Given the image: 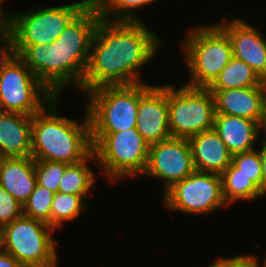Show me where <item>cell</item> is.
Wrapping results in <instances>:
<instances>
[{"label": "cell", "instance_id": "cell-24", "mask_svg": "<svg viewBox=\"0 0 266 267\" xmlns=\"http://www.w3.org/2000/svg\"><path fill=\"white\" fill-rule=\"evenodd\" d=\"M98 7L100 16L114 21H143L136 12L157 0H92Z\"/></svg>", "mask_w": 266, "mask_h": 267}, {"label": "cell", "instance_id": "cell-25", "mask_svg": "<svg viewBox=\"0 0 266 267\" xmlns=\"http://www.w3.org/2000/svg\"><path fill=\"white\" fill-rule=\"evenodd\" d=\"M54 192L37 185L23 204V215L44 222L50 226L51 205Z\"/></svg>", "mask_w": 266, "mask_h": 267}, {"label": "cell", "instance_id": "cell-37", "mask_svg": "<svg viewBox=\"0 0 266 267\" xmlns=\"http://www.w3.org/2000/svg\"><path fill=\"white\" fill-rule=\"evenodd\" d=\"M264 264V266L263 267H266V258L264 259V262H263Z\"/></svg>", "mask_w": 266, "mask_h": 267}, {"label": "cell", "instance_id": "cell-8", "mask_svg": "<svg viewBox=\"0 0 266 267\" xmlns=\"http://www.w3.org/2000/svg\"><path fill=\"white\" fill-rule=\"evenodd\" d=\"M169 130L172 137L190 138L214 127L215 101L207 88L167 84Z\"/></svg>", "mask_w": 266, "mask_h": 267}, {"label": "cell", "instance_id": "cell-28", "mask_svg": "<svg viewBox=\"0 0 266 267\" xmlns=\"http://www.w3.org/2000/svg\"><path fill=\"white\" fill-rule=\"evenodd\" d=\"M23 215V205L0 186V227Z\"/></svg>", "mask_w": 266, "mask_h": 267}, {"label": "cell", "instance_id": "cell-11", "mask_svg": "<svg viewBox=\"0 0 266 267\" xmlns=\"http://www.w3.org/2000/svg\"><path fill=\"white\" fill-rule=\"evenodd\" d=\"M163 205L185 214H208L228 206L219 174L195 171L163 193ZM214 210V211H213Z\"/></svg>", "mask_w": 266, "mask_h": 267}, {"label": "cell", "instance_id": "cell-19", "mask_svg": "<svg viewBox=\"0 0 266 267\" xmlns=\"http://www.w3.org/2000/svg\"><path fill=\"white\" fill-rule=\"evenodd\" d=\"M0 154L3 157L31 156V116L0 112Z\"/></svg>", "mask_w": 266, "mask_h": 267}, {"label": "cell", "instance_id": "cell-17", "mask_svg": "<svg viewBox=\"0 0 266 267\" xmlns=\"http://www.w3.org/2000/svg\"><path fill=\"white\" fill-rule=\"evenodd\" d=\"M213 129L232 155L256 149L258 137L265 133L256 121L223 114H215Z\"/></svg>", "mask_w": 266, "mask_h": 267}, {"label": "cell", "instance_id": "cell-3", "mask_svg": "<svg viewBox=\"0 0 266 267\" xmlns=\"http://www.w3.org/2000/svg\"><path fill=\"white\" fill-rule=\"evenodd\" d=\"M58 99L53 98L31 116V156L35 160L78 163L93 151L89 116L84 111L80 122L60 115Z\"/></svg>", "mask_w": 266, "mask_h": 267}, {"label": "cell", "instance_id": "cell-13", "mask_svg": "<svg viewBox=\"0 0 266 267\" xmlns=\"http://www.w3.org/2000/svg\"><path fill=\"white\" fill-rule=\"evenodd\" d=\"M136 128L149 144L159 143L171 136L168 119L167 84L140 82V100Z\"/></svg>", "mask_w": 266, "mask_h": 267}, {"label": "cell", "instance_id": "cell-38", "mask_svg": "<svg viewBox=\"0 0 266 267\" xmlns=\"http://www.w3.org/2000/svg\"><path fill=\"white\" fill-rule=\"evenodd\" d=\"M2 158H3V156L0 154V163H1Z\"/></svg>", "mask_w": 266, "mask_h": 267}, {"label": "cell", "instance_id": "cell-21", "mask_svg": "<svg viewBox=\"0 0 266 267\" xmlns=\"http://www.w3.org/2000/svg\"><path fill=\"white\" fill-rule=\"evenodd\" d=\"M262 82L263 80L249 65L242 60L232 57L230 62L207 89L209 91H223L247 88L259 86Z\"/></svg>", "mask_w": 266, "mask_h": 267}, {"label": "cell", "instance_id": "cell-15", "mask_svg": "<svg viewBox=\"0 0 266 267\" xmlns=\"http://www.w3.org/2000/svg\"><path fill=\"white\" fill-rule=\"evenodd\" d=\"M210 92L214 96L216 114L253 120L266 130V91L263 82L259 86Z\"/></svg>", "mask_w": 266, "mask_h": 267}, {"label": "cell", "instance_id": "cell-7", "mask_svg": "<svg viewBox=\"0 0 266 267\" xmlns=\"http://www.w3.org/2000/svg\"><path fill=\"white\" fill-rule=\"evenodd\" d=\"M54 231L48 224L22 215L1 228L2 249L24 267H57Z\"/></svg>", "mask_w": 266, "mask_h": 267}, {"label": "cell", "instance_id": "cell-35", "mask_svg": "<svg viewBox=\"0 0 266 267\" xmlns=\"http://www.w3.org/2000/svg\"><path fill=\"white\" fill-rule=\"evenodd\" d=\"M2 249V239H1V227H0V250Z\"/></svg>", "mask_w": 266, "mask_h": 267}, {"label": "cell", "instance_id": "cell-20", "mask_svg": "<svg viewBox=\"0 0 266 267\" xmlns=\"http://www.w3.org/2000/svg\"><path fill=\"white\" fill-rule=\"evenodd\" d=\"M97 163L94 152L92 151L84 160L68 164L65 168L64 174L59 182L58 192L88 195L90 190L96 185V174L88 165L89 161Z\"/></svg>", "mask_w": 266, "mask_h": 267}, {"label": "cell", "instance_id": "cell-27", "mask_svg": "<svg viewBox=\"0 0 266 267\" xmlns=\"http://www.w3.org/2000/svg\"><path fill=\"white\" fill-rule=\"evenodd\" d=\"M68 163L35 160V174L37 185L43 186L48 190L57 193L59 182L64 174Z\"/></svg>", "mask_w": 266, "mask_h": 267}, {"label": "cell", "instance_id": "cell-34", "mask_svg": "<svg viewBox=\"0 0 266 267\" xmlns=\"http://www.w3.org/2000/svg\"><path fill=\"white\" fill-rule=\"evenodd\" d=\"M234 257H224V258H217V260L210 265L209 267H228L229 262L233 259Z\"/></svg>", "mask_w": 266, "mask_h": 267}, {"label": "cell", "instance_id": "cell-6", "mask_svg": "<svg viewBox=\"0 0 266 267\" xmlns=\"http://www.w3.org/2000/svg\"><path fill=\"white\" fill-rule=\"evenodd\" d=\"M90 132H118L136 128L140 83L106 85L86 93Z\"/></svg>", "mask_w": 266, "mask_h": 267}, {"label": "cell", "instance_id": "cell-14", "mask_svg": "<svg viewBox=\"0 0 266 267\" xmlns=\"http://www.w3.org/2000/svg\"><path fill=\"white\" fill-rule=\"evenodd\" d=\"M217 24L227 33L233 57L242 60L262 79L266 78V39L255 26L243 19L223 18Z\"/></svg>", "mask_w": 266, "mask_h": 267}, {"label": "cell", "instance_id": "cell-29", "mask_svg": "<svg viewBox=\"0 0 266 267\" xmlns=\"http://www.w3.org/2000/svg\"><path fill=\"white\" fill-rule=\"evenodd\" d=\"M0 43V72H2L17 57L16 46L10 29L0 38Z\"/></svg>", "mask_w": 266, "mask_h": 267}, {"label": "cell", "instance_id": "cell-2", "mask_svg": "<svg viewBox=\"0 0 266 267\" xmlns=\"http://www.w3.org/2000/svg\"><path fill=\"white\" fill-rule=\"evenodd\" d=\"M100 18L97 5L91 1L54 42L15 45L17 56L55 97L67 86L80 90Z\"/></svg>", "mask_w": 266, "mask_h": 267}, {"label": "cell", "instance_id": "cell-30", "mask_svg": "<svg viewBox=\"0 0 266 267\" xmlns=\"http://www.w3.org/2000/svg\"><path fill=\"white\" fill-rule=\"evenodd\" d=\"M260 261L253 255H237L229 262L228 267H261Z\"/></svg>", "mask_w": 266, "mask_h": 267}, {"label": "cell", "instance_id": "cell-31", "mask_svg": "<svg viewBox=\"0 0 266 267\" xmlns=\"http://www.w3.org/2000/svg\"><path fill=\"white\" fill-rule=\"evenodd\" d=\"M0 267H24L20 262H18L11 254L0 250Z\"/></svg>", "mask_w": 266, "mask_h": 267}, {"label": "cell", "instance_id": "cell-4", "mask_svg": "<svg viewBox=\"0 0 266 267\" xmlns=\"http://www.w3.org/2000/svg\"><path fill=\"white\" fill-rule=\"evenodd\" d=\"M181 45L189 82L193 88H208L233 57L227 33L216 23L193 26Z\"/></svg>", "mask_w": 266, "mask_h": 267}, {"label": "cell", "instance_id": "cell-1", "mask_svg": "<svg viewBox=\"0 0 266 267\" xmlns=\"http://www.w3.org/2000/svg\"><path fill=\"white\" fill-rule=\"evenodd\" d=\"M143 21H114L100 18L90 47V58L82 87L87 93L106 85L143 82L139 69L158 54L160 37Z\"/></svg>", "mask_w": 266, "mask_h": 267}, {"label": "cell", "instance_id": "cell-12", "mask_svg": "<svg viewBox=\"0 0 266 267\" xmlns=\"http://www.w3.org/2000/svg\"><path fill=\"white\" fill-rule=\"evenodd\" d=\"M187 138L170 137L149 145L148 162L142 176L161 180L163 192L195 172Z\"/></svg>", "mask_w": 266, "mask_h": 267}, {"label": "cell", "instance_id": "cell-22", "mask_svg": "<svg viewBox=\"0 0 266 267\" xmlns=\"http://www.w3.org/2000/svg\"><path fill=\"white\" fill-rule=\"evenodd\" d=\"M222 180V193L227 205L234 202L254 200L266 195L247 177L236 174V167L231 163L220 175Z\"/></svg>", "mask_w": 266, "mask_h": 267}, {"label": "cell", "instance_id": "cell-32", "mask_svg": "<svg viewBox=\"0 0 266 267\" xmlns=\"http://www.w3.org/2000/svg\"><path fill=\"white\" fill-rule=\"evenodd\" d=\"M265 135V136H264ZM263 144L260 145V157H261V164H262V177H263V193L266 195V134H263Z\"/></svg>", "mask_w": 266, "mask_h": 267}, {"label": "cell", "instance_id": "cell-18", "mask_svg": "<svg viewBox=\"0 0 266 267\" xmlns=\"http://www.w3.org/2000/svg\"><path fill=\"white\" fill-rule=\"evenodd\" d=\"M35 159L32 156L3 157L0 163V186L22 205L36 186Z\"/></svg>", "mask_w": 266, "mask_h": 267}, {"label": "cell", "instance_id": "cell-36", "mask_svg": "<svg viewBox=\"0 0 266 267\" xmlns=\"http://www.w3.org/2000/svg\"><path fill=\"white\" fill-rule=\"evenodd\" d=\"M264 86H265V91H266V78L263 80Z\"/></svg>", "mask_w": 266, "mask_h": 267}, {"label": "cell", "instance_id": "cell-33", "mask_svg": "<svg viewBox=\"0 0 266 267\" xmlns=\"http://www.w3.org/2000/svg\"><path fill=\"white\" fill-rule=\"evenodd\" d=\"M3 2H0V38L9 30V12L4 11L1 6ZM2 9V10H1Z\"/></svg>", "mask_w": 266, "mask_h": 267}, {"label": "cell", "instance_id": "cell-23", "mask_svg": "<svg viewBox=\"0 0 266 267\" xmlns=\"http://www.w3.org/2000/svg\"><path fill=\"white\" fill-rule=\"evenodd\" d=\"M88 199V195L55 193L51 205L50 227L58 230L64 223L77 220L87 209Z\"/></svg>", "mask_w": 266, "mask_h": 267}, {"label": "cell", "instance_id": "cell-5", "mask_svg": "<svg viewBox=\"0 0 266 267\" xmlns=\"http://www.w3.org/2000/svg\"><path fill=\"white\" fill-rule=\"evenodd\" d=\"M91 143L96 164L110 182L144 173L149 144L137 128L118 132H91Z\"/></svg>", "mask_w": 266, "mask_h": 267}, {"label": "cell", "instance_id": "cell-26", "mask_svg": "<svg viewBox=\"0 0 266 267\" xmlns=\"http://www.w3.org/2000/svg\"><path fill=\"white\" fill-rule=\"evenodd\" d=\"M231 163L236 167V174L249 178L263 192L260 149L233 154Z\"/></svg>", "mask_w": 266, "mask_h": 267}, {"label": "cell", "instance_id": "cell-9", "mask_svg": "<svg viewBox=\"0 0 266 267\" xmlns=\"http://www.w3.org/2000/svg\"><path fill=\"white\" fill-rule=\"evenodd\" d=\"M91 1L81 0L54 7L42 6L25 13H10L9 29L15 45L51 44Z\"/></svg>", "mask_w": 266, "mask_h": 267}, {"label": "cell", "instance_id": "cell-16", "mask_svg": "<svg viewBox=\"0 0 266 267\" xmlns=\"http://www.w3.org/2000/svg\"><path fill=\"white\" fill-rule=\"evenodd\" d=\"M196 171L221 175L231 164L232 154L214 130L188 138Z\"/></svg>", "mask_w": 266, "mask_h": 267}, {"label": "cell", "instance_id": "cell-10", "mask_svg": "<svg viewBox=\"0 0 266 267\" xmlns=\"http://www.w3.org/2000/svg\"><path fill=\"white\" fill-rule=\"evenodd\" d=\"M53 98L18 56L0 72V112L32 116Z\"/></svg>", "mask_w": 266, "mask_h": 267}]
</instances>
